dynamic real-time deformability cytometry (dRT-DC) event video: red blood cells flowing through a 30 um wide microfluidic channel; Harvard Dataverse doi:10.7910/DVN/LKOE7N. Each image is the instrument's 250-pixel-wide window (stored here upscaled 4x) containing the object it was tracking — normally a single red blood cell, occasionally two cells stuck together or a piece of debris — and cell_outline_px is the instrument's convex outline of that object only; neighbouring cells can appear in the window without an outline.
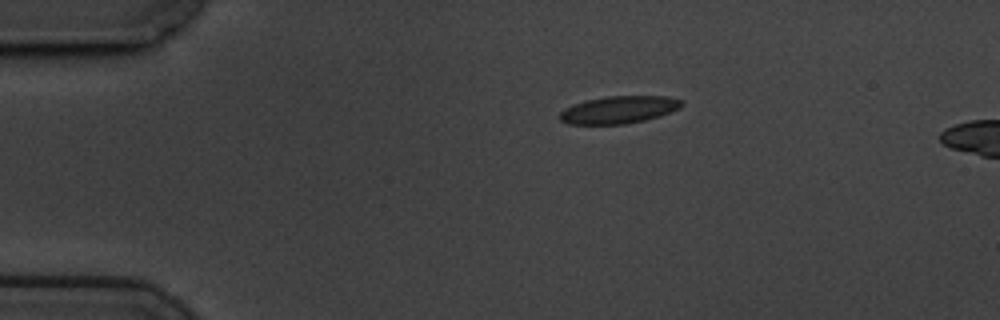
{"species": "common noctule bat (a hibernating species)", "species_latin": "Nyctalus noctula", "temperature_condition": "cold", "stored_images_in_passage": 2, "camera_frame_rate_fps": 3000, "um_per_image_px": 0.085, "animal": {"sex": "male", "body_mass_g": 19.5, "forearm_length_mm": 54.6}, "frame": {"image": 1, "passage_image": 1, "time_ms": 0.0, "image_size_px": [1000, 320], "cell_outline_px": [[684, 104], [680, 108], [660, 116], [644, 120], [624, 124], [568, 124], [560, 120], [560, 112], [564, 108], [572, 104], [584, 100], [604, 96], [668, 96], [680, 100]], "centroid_in_image_um": [52.58, 9.32], "position_along_channel_um": 32.4, "area_um2": 19.59}}